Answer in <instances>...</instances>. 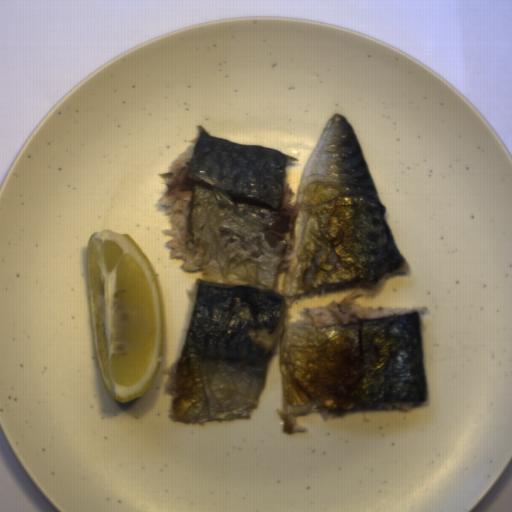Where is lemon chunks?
I'll use <instances>...</instances> for the list:
<instances>
[{
    "mask_svg": "<svg viewBox=\"0 0 512 512\" xmlns=\"http://www.w3.org/2000/svg\"><path fill=\"white\" fill-rule=\"evenodd\" d=\"M95 365L116 402L143 397L164 359V296L159 277L126 232L96 230L85 253Z\"/></svg>",
    "mask_w": 512,
    "mask_h": 512,
    "instance_id": "lemon-chunks-1",
    "label": "lemon chunks"
}]
</instances>
